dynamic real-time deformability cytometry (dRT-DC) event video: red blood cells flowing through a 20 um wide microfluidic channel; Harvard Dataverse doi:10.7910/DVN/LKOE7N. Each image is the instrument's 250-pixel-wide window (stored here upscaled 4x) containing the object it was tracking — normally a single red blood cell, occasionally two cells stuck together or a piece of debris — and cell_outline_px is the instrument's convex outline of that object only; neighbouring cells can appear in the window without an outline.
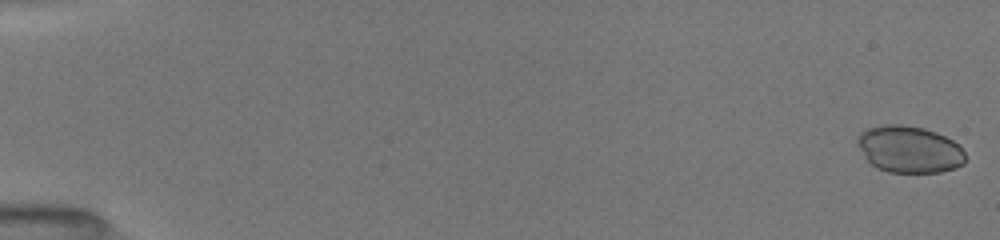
{"species": "common noctule bat (a hibernating species)", "species_latin": "Nyctalus noctula", "temperature_condition": "room temperature", "stored_images_in_passage": 51, "camera_frame_rate_fps": 3000, "um_per_image_px": 0.085, "animal": {"sex": "female", "body_mass_g": 19.5, "forearm_length_mm": 54.1}, "frame": {"image": 1, "passage_image": 1, "time_ms": 0.0, "image_size_px": [1000, 240], "cell_outline_px": [[964, 164], [956, 168], [940, 172], [888, 172], [876, 168], [868, 160], [856, 144], [856, 140], [860, 132], [864, 128], [884, 124], [900, 124], [924, 128], [936, 132], [960, 144], [964, 152]], "centroid_in_image_um": [77.27, 12.68], "position_along_channel_um": 7.7, "area_um2": 29.71}}
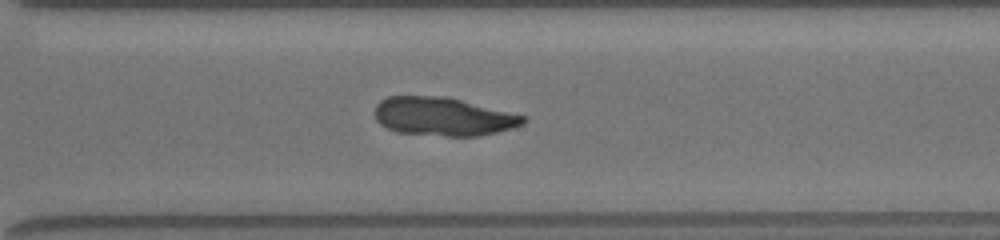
{"frame": {"image": 2, "passage_image": 38, "time_ms": 12.333, "image_size_px": [1000, 240], "cell_outline_px": [[528, 120], [524, 124], [512, 128], [480, 136], [448, 136], [396, 132], [380, 124], [376, 120], [376, 104], [380, 100], [388, 96], [448, 96], [528, 116]], "centroid_in_image_um": [37.72, 9.9], "position_along_channel_um": 332.9, "area_um2": 33.58}}
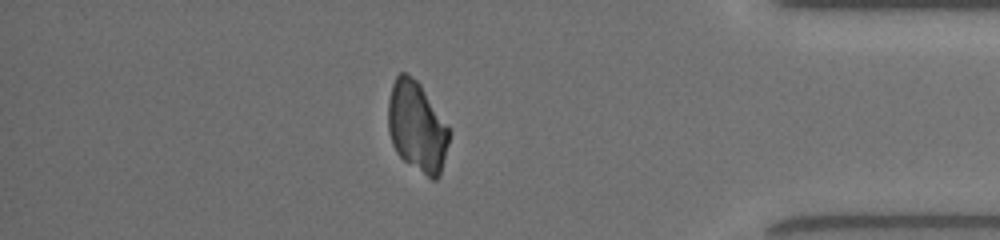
{"frame": {"image": 3, "passage_image": 45, "time_ms": 14.667, "image_size_px": [1000, 240], "cell_outline_px": [[452, 132], [440, 176], [436, 180], [432, 180], [404, 160], [396, 152], [392, 144], [388, 132], [388, 100], [392, 84], [396, 76], [400, 72], [404, 72], [416, 80], [420, 84]], "centroid_in_image_um": [35.45, 10.79], "position_along_channel_um": 399.8, "area_um2": 32.25}}